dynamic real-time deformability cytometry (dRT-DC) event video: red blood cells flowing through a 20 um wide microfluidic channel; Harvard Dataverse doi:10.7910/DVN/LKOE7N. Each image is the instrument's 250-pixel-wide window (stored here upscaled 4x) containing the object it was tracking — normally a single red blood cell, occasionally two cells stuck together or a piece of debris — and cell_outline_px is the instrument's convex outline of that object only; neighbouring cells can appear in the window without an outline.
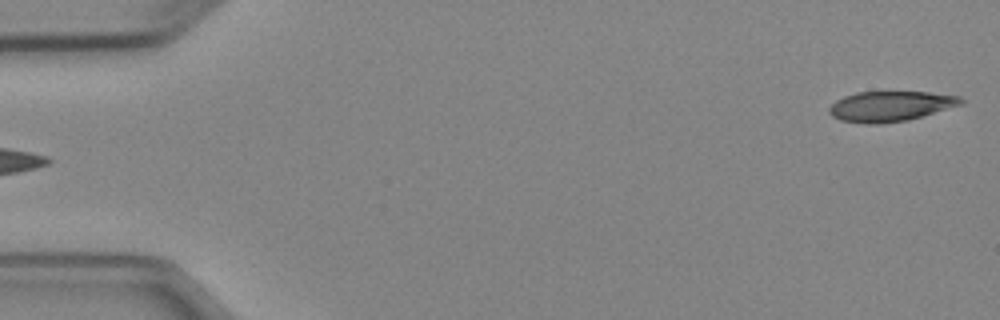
{"species": "Egyptian fruit bat (a non-hibernating species)", "species_latin": "Rousettus aegyptiacus", "temperature_condition": "cold", "stored_images_in_passage": 4, "segment_of_instrument_passage": [2, 2], "camera_frame_rate_fps": 3000, "um_per_image_px": 0.085, "animal": {"sex": "female"}, "frame": {"image": 1, "passage_image": 4, "time_ms": 4.333, "image_size_px": [1000, 320], "cell_outline_px": [[964, 104], [924, 116], [908, 120], [880, 124], [864, 124], [840, 120], [832, 116], [828, 112], [828, 108], [836, 100], [844, 96], [856, 92], [928, 92], [960, 96], [964, 100]], "centroid_in_image_um": [75.7, 9.04], "position_along_channel_um": 9.3, "area_um2": 23.47}}